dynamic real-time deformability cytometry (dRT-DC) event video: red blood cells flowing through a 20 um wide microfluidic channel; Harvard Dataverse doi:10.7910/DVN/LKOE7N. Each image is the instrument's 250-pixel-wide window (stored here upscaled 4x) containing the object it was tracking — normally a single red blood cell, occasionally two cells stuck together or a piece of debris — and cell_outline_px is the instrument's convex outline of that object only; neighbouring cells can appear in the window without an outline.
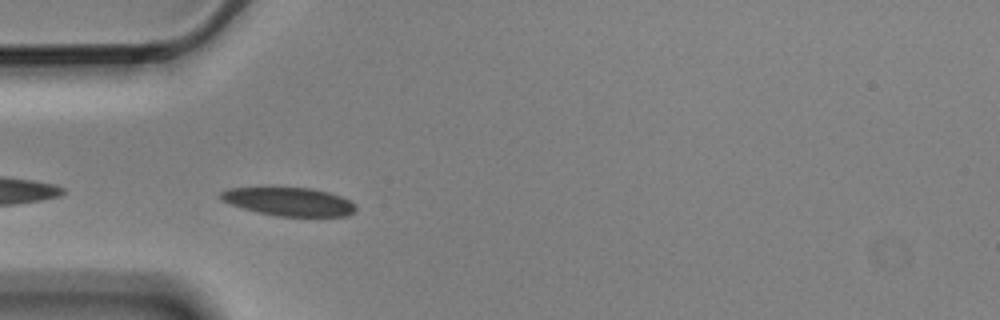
{"species": "Egyptian fruit bat (a non-hibernating species)", "species_latin": "Rousettus aegyptiacus", "temperature_condition": "cold", "stored_images_in_passage": 5, "camera_frame_rate_fps": 3000, "um_per_image_px": 0.085, "animal": {"sex": "male"}, "frame": {"image": 1, "passage_image": 4, "time_ms": 1.0, "image_size_px": [1000, 320], "cell_outline_px": [[356, 208], [348, 216], [276, 216], [244, 208], [220, 200], [220, 192], [228, 188], [312, 188], [328, 192], [340, 196], [356, 204]], "centroid_in_image_um": [24.58, 17.14], "position_along_channel_um": 60.4, "area_um2": 22.02}}
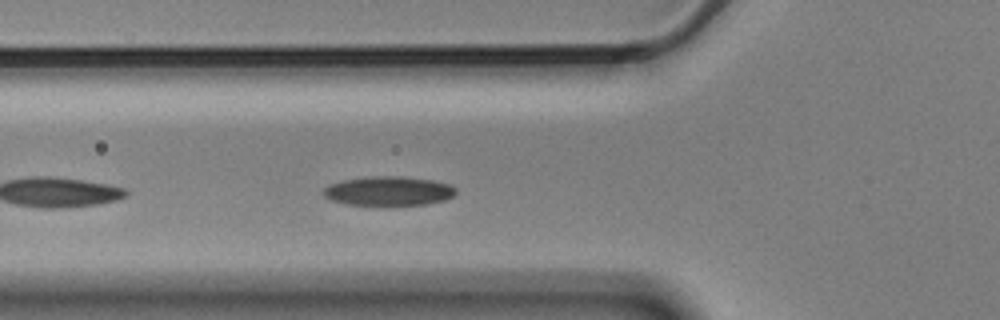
{"frame": {"image": 2, "passage_image": 5, "time_ms": 1.333, "image_size_px": [1000, 320], "cell_outline_px": [[456, 192], [452, 196], [444, 200], [428, 204], [348, 204], [332, 200], [324, 196], [324, 188], [328, 184], [344, 180], [372, 176], [404, 176], [432, 180], [448, 184], [456, 188]], "centroid_in_image_um": [33.04, 16.22], "position_along_channel_um": 92.8, "area_um2": 22.2}}